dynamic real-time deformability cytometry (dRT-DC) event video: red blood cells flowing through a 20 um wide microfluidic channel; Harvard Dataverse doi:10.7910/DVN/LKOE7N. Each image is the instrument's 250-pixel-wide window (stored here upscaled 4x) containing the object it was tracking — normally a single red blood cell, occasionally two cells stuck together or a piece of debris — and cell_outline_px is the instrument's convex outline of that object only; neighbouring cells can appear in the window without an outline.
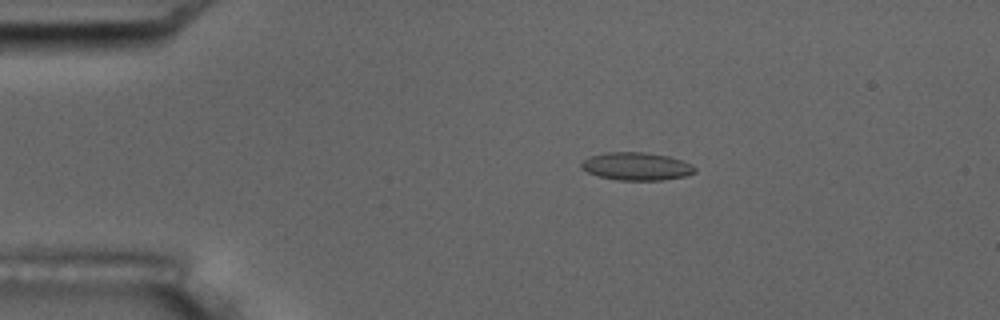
{"species": "common noctule bat (a hibernating species)", "species_latin": "Nyctalus noctula", "temperature_condition": "room temperature", "stored_images_in_passage": 7, "camera_frame_rate_fps": 3000, "um_per_image_px": 0.085, "animal": {"sex": "male", "body_mass_g": 17.5, "forearm_length_mm": 52.3}, "frame": {"image": 1, "passage_image": 2, "time_ms": 1.0, "image_size_px": [1000, 320], "cell_outline_px": [[696, 172], [684, 176], [664, 180], [620, 180], [600, 176], [588, 172], [580, 168], [580, 164], [588, 156], [604, 152], [644, 152], [668, 156], [692, 164], [696, 168]], "centroid_in_image_um": [54.09, 14.13], "position_along_channel_um": 30.9, "area_um2": 18.44}}
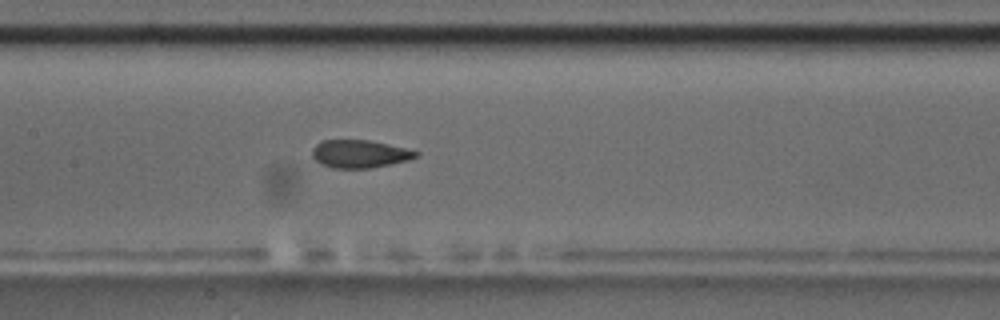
{"frame": {"image": 2, "passage_image": 7, "time_ms": 6.667, "image_size_px": [1000, 320], "cell_outline_px": [[420, 152], [416, 156], [408, 160], [368, 168], [332, 168], [320, 164], [312, 156], [312, 148], [320, 140], [368, 140], [404, 148]], "centroid_in_image_um": [30.5, 13.07], "position_along_channel_um": 176.9, "area_um2": 16.65}}